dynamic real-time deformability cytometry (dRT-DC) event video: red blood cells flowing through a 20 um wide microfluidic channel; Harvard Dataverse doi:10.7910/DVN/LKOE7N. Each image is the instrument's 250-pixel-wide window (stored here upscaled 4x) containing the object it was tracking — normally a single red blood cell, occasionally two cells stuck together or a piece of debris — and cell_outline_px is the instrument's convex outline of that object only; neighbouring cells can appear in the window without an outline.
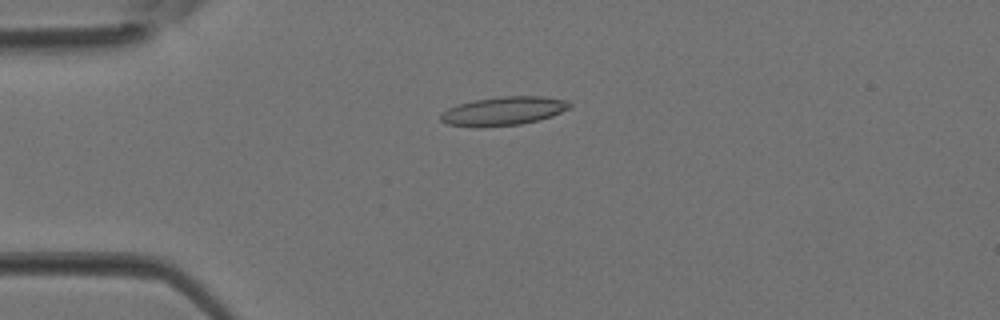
{"species": "Egyptian fruit bat (a non-hibernating species)", "species_latin": "Rousettus aegyptiacus", "temperature_condition": "room temperature", "stored_images_in_passage": 3, "camera_frame_rate_fps": 3000, "um_per_image_px": 0.085, "animal": {"sex": "female"}, "frame": {"image": 1, "passage_image": 3, "time_ms": 0.667, "image_size_px": [1000, 320], "cell_outline_px": [[572, 104], [568, 108], [552, 116], [540, 120], [520, 124], [448, 124], [440, 120], [440, 112], [448, 108], [460, 104], [476, 100], [504, 96], [540, 96], [564, 100]], "centroid_in_image_um": [42.85, 9.39], "position_along_channel_um": 42.2, "area_um2": 20.4}}